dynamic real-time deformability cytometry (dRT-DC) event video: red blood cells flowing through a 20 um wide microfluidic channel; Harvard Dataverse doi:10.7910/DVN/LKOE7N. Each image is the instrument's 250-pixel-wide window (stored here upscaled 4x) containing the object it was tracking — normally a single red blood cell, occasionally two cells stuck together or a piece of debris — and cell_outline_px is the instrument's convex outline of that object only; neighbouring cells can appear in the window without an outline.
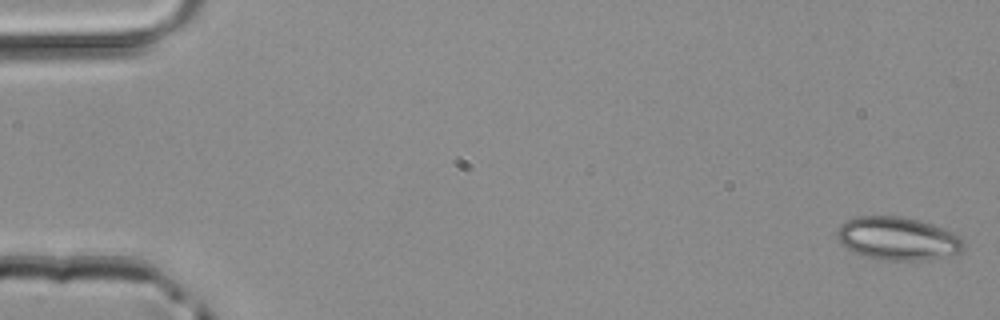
{"species": "common noctule bat (a hibernating species)", "species_latin": "Nyctalus noctula", "temperature_condition": "room temperature", "stored_images_in_passage": 14, "camera_frame_rate_fps": 3000, "um_per_image_px": 0.085, "animal": {"sex": "male", "body_mass_g": 20.4}, "frame": {"image": 1, "passage_image": 1, "time_ms": 0.0, "image_size_px": [1000, 320], "cell_outline_px": [[964, 248], [960, 252], [952, 256], [920, 260], [880, 260], [852, 252], [840, 244], [836, 236], [836, 228], [840, 224], [848, 220], [860, 216], [900, 216], [920, 220], [952, 232], [960, 236], [964, 240]], "centroid_in_image_um": [76.29, 20.28], "position_along_channel_um": 8.7, "area_um2": 32.08}}